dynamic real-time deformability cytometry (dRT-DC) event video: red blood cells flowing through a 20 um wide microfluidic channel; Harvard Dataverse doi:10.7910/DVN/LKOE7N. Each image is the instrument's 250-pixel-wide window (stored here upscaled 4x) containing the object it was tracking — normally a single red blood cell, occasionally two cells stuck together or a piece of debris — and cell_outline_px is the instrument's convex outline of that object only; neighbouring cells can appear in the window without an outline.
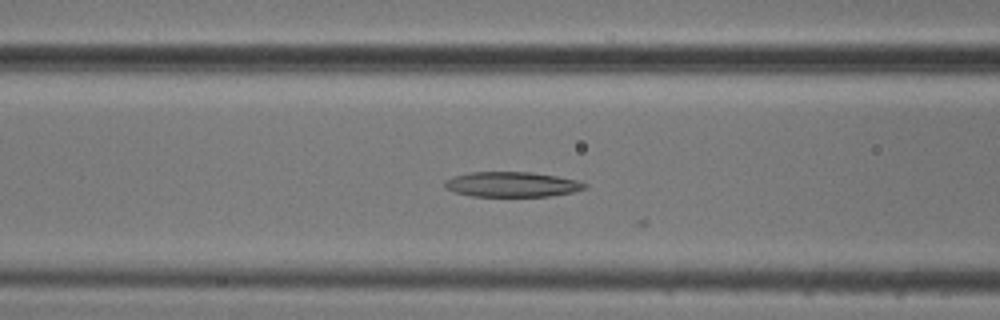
{"species": "common noctule bat (a hibernating species)", "species_latin": "Nyctalus noctula", "temperature_condition": "cold", "stored_images_in_passage": 28, "camera_frame_rate_fps": 3000, "um_per_image_px": 0.085, "animal": {"sex": "male", "body_mass_g": 20.5, "forearm_length_mm": 52.5}, "frame": {"image": 1, "passage_image": 19, "time_ms": 6.0, "image_size_px": [1000, 320], "cell_outline_px": [[588, 188], [572, 192], [548, 196], [472, 196], [456, 192], [444, 188], [444, 180], [456, 176], [472, 172], [532, 172], [556, 176], [576, 180], [588, 184]], "centroid_in_image_um": [43.53, 15.67], "position_along_channel_um": 123.1, "area_um2": 20.35}}
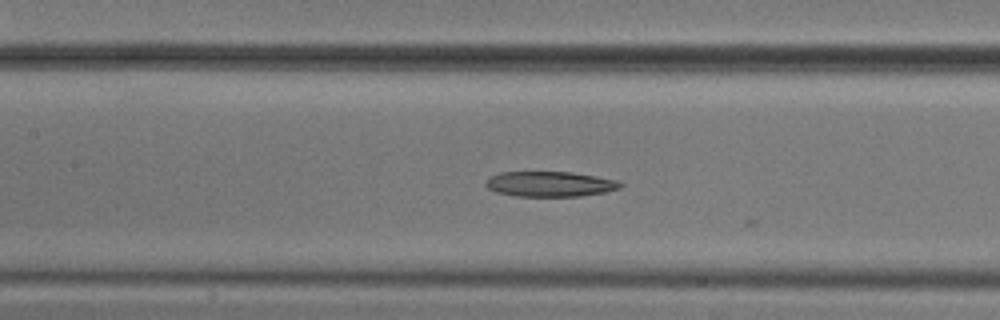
{"frame": {"image": 2, "passage_image": 22, "time_ms": 7.0, "image_size_px": [1000, 320], "cell_outline_px": [[624, 184], [620, 188], [604, 192], [580, 196], [512, 196], [496, 192], [488, 188], [484, 184], [484, 180], [500, 172], [572, 172], [596, 176], [616, 180]], "centroid_in_image_um": [46.71, 15.64], "position_along_channel_um": 160.7, "area_um2": 19.83}}
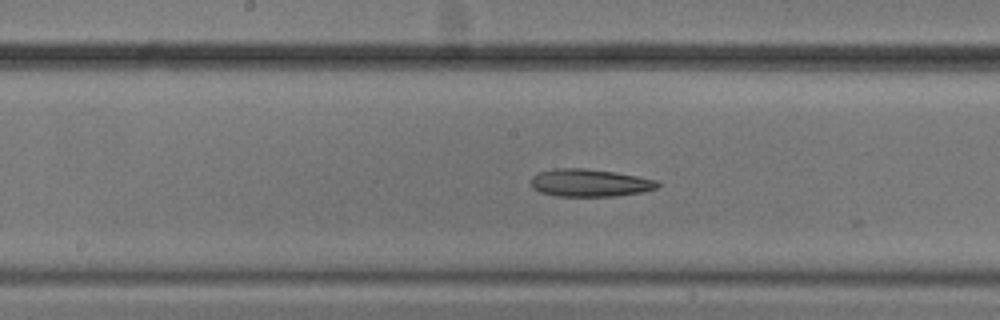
{"frame": {"image": 3, "passage_image": 25, "time_ms": 8.0, "image_size_px": [1000, 320], "cell_outline_px": [[660, 184], [656, 188], [640, 192], [616, 196], [556, 196], [540, 192], [532, 188], [528, 180], [536, 172], [556, 168], [584, 168], [616, 172], [660, 180]], "centroid_in_image_um": [50.08, 15.53], "position_along_channel_um": 198.1, "area_um2": 20.69}}